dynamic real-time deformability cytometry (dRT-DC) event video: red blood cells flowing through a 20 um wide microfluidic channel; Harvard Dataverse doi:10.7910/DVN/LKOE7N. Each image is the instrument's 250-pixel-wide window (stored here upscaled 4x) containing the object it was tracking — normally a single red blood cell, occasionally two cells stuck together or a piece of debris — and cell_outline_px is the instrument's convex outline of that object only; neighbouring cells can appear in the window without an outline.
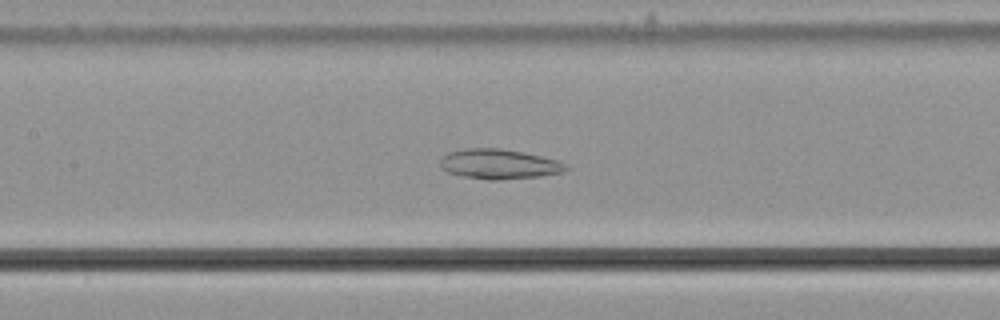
{"species": "common noctule bat (a hibernating species)", "species_latin": "Nyctalus noctula", "temperature_condition": "cold", "stored_images_in_passage": 59, "camera_frame_rate_fps": 3000, "um_per_image_px": 0.085, "animal": {"sex": "male", "body_mass_g": 21.5, "forearm_length_mm": 52.0}, "frame": {"image": 1, "passage_image": 28, "time_ms": 9.0, "image_size_px": [1000, 320], "cell_outline_px": [[568, 168], [564, 172], [540, 176], [496, 180], [488, 180], [460, 176], [448, 172], [440, 168], [440, 160], [448, 152], [468, 148], [500, 148], [524, 152], [560, 160], [568, 164]], "centroid_in_image_um": [42.44, 13.95], "position_along_channel_um": 165.0, "area_um2": 22.14}}
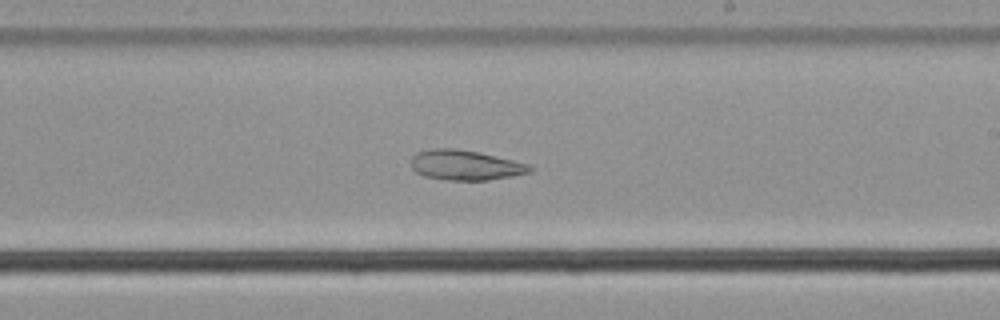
{"frame": {"image": 2, "passage_image": 35, "time_ms": 11.333, "image_size_px": [1000, 320], "cell_outline_px": [[532, 172], [512, 176], [488, 180], [444, 180], [424, 176], [416, 172], [412, 168], [412, 156], [416, 152], [428, 148], [456, 148], [480, 152], [528, 164], [532, 168]], "centroid_in_image_um": [39.52, 14.03], "position_along_channel_um": 249.5, "area_um2": 20.92}}
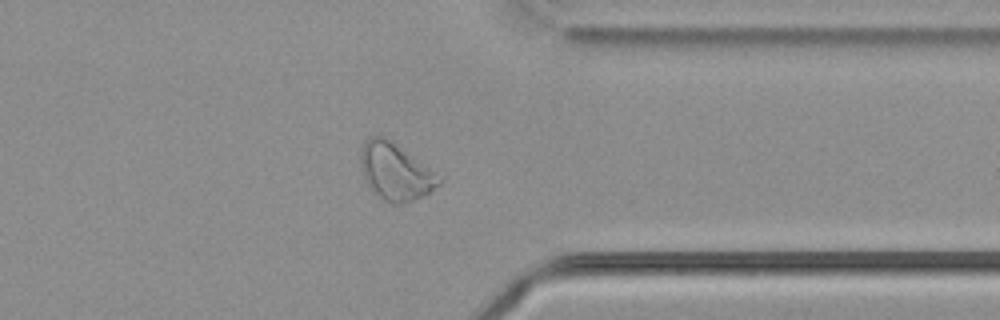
{"frame": {"image": 3, "passage_image": 46, "time_ms": 15.0, "image_size_px": [1000, 320], "cell_outline_px": [[444, 180], [440, 184], [424, 196], [400, 204], [392, 204], [380, 200], [372, 192], [364, 180], [360, 168], [360, 152], [368, 136], [384, 136], [444, 176]], "centroid_in_image_um": [33.62, 14.62], "position_along_channel_um": 377.8, "area_um2": 26.65}, "authors_computed_cell_mechanics": {"area_um2": 28.7266, "velocity_mm_per_s": 3.6319, "shape_relaxation_time_tau1_ms": null, "shape_relaxation_time_tau2_ms": 2.9999, "deformation_change_tau1": null, "deformation_change_tau2": 0.0793}}